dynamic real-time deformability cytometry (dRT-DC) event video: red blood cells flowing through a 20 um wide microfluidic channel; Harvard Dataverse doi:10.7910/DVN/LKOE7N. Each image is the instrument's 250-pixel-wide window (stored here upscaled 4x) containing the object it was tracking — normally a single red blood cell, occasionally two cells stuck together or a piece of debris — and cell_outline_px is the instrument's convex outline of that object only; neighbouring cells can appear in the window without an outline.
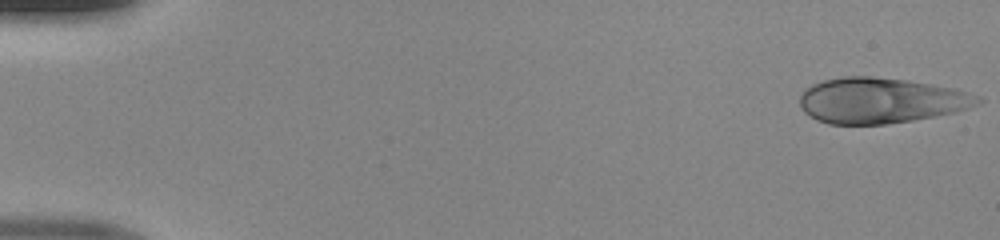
{"species": "human", "species_latin": "Homo sapiens", "temperature_condition": "room temperature", "stored_images_in_passage": 48, "camera_frame_rate_fps": 3000, "um_per_image_px": 0.085, "donor": {"sex": "male"}, "frame": {"image": 1, "passage_image": 1, "time_ms": 0.0, "image_size_px": [1000, 240], "cell_outline_px": [[984, 100], [980, 104], [956, 112], [936, 116], [912, 120], [884, 124], [828, 124], [816, 120], [808, 116], [800, 108], [800, 96], [804, 88], [812, 84], [824, 80], [844, 76], [872, 76], [908, 80], [956, 88], [980, 96]], "centroid_in_image_um": [74.87, 8.54], "position_along_channel_um": 10.1, "area_um2": 47.74}}
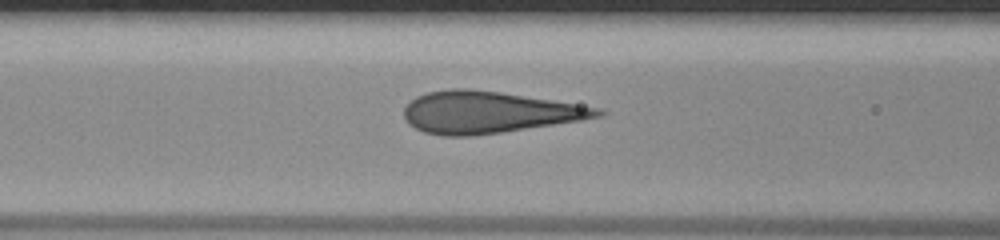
{"frame": {"image": 2, "passage_image": 20, "time_ms": 6.333, "image_size_px": [1000, 240], "cell_outline_px": [[608, 112], [604, 116], [584, 120], [472, 136], [444, 136], [424, 132], [408, 124], [404, 120], [404, 108], [416, 96], [428, 92], [452, 88], [468, 88], [500, 92], [552, 100], [600, 108]], "centroid_in_image_um": [41.54, 9.54], "position_along_channel_um": 125.1, "area_um2": 47.05}}
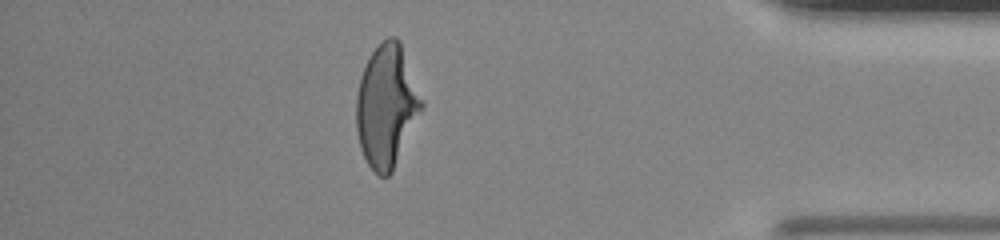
{"frame": {"image": 3, "passage_image": 42, "time_ms": 13.667, "image_size_px": [1000, 240], "cell_outline_px": [[424, 108], [392, 172], [388, 176], [380, 176], [368, 164], [360, 148], [356, 132], [356, 96], [360, 76], [364, 64], [368, 56], [380, 40], [388, 36], [396, 36], [400, 40], [424, 100]], "centroid_in_image_um": [32.87, 8.95], "position_along_channel_um": 402.3, "area_um2": 47.45}}